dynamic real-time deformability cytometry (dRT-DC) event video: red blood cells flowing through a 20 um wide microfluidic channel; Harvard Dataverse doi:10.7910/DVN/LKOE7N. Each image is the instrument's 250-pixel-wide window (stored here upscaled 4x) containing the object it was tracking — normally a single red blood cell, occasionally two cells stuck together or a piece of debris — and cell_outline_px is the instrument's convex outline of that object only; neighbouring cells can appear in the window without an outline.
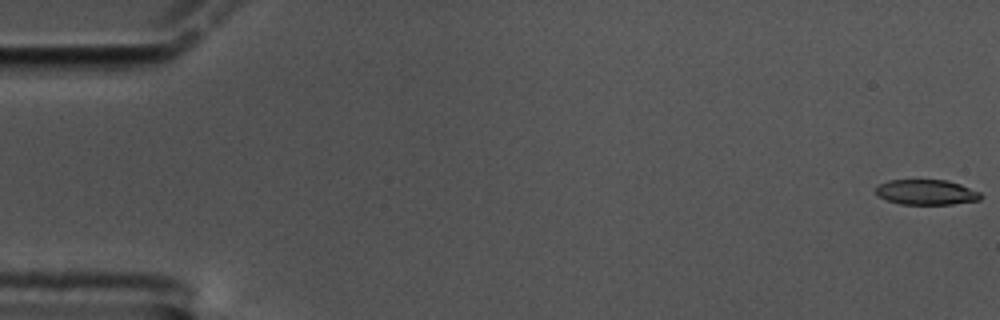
{"species": "common noctule bat (a hibernating species)", "species_latin": "Nyctalus noctula", "temperature_condition": "cold", "stored_images_in_passage": 60, "camera_frame_rate_fps": 3000, "um_per_image_px": 0.085, "animal": {"sex": "male", "body_mass_g": 17.5, "forearm_length_mm": 52.3}, "frame": {"image": 1, "passage_image": 1, "time_ms": 0.0, "image_size_px": [1000, 320], "cell_outline_px": [[980, 200], [952, 204], [900, 204], [888, 200], [880, 196], [876, 192], [876, 188], [880, 184], [888, 180], [948, 180], [960, 184], [980, 192]], "centroid_in_image_um": [78.75, 16.33], "position_along_channel_um": 6.2, "area_um2": 15.2}}
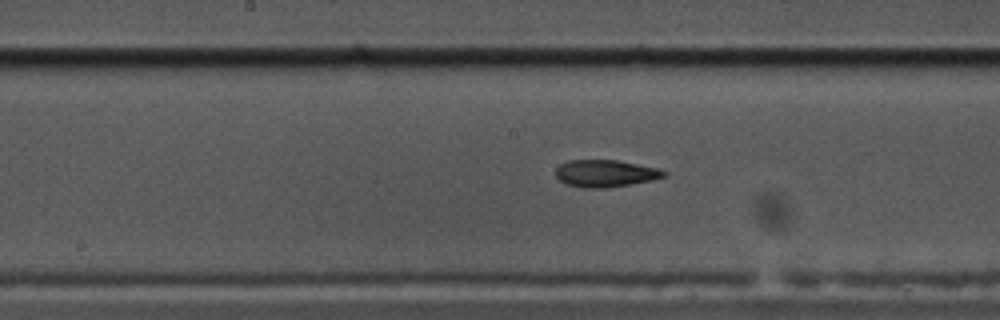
{"frame": {"image": 2, "passage_image": 31, "time_ms": 10.0, "image_size_px": [1000, 320], "cell_outline_px": [[668, 176], [652, 180], [608, 188], [584, 188], [564, 184], [556, 176], [556, 168], [560, 164], [568, 160], [616, 160], [656, 168], [668, 172]], "centroid_in_image_um": [51.45, 14.75], "position_along_channel_um": 196.8, "area_um2": 17.17}}
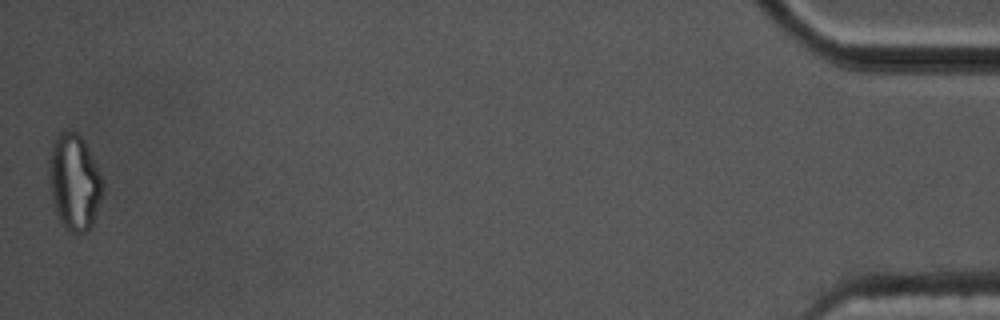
{"frame": {"image": 3, "passage_image": 60, "time_ms": 19.667, "image_size_px": [1000, 320], "cell_outline_px": [[104, 184], [100, 200], [92, 224], [88, 232], [76, 236], [60, 224], [52, 200], [48, 172], [48, 160], [52, 144], [56, 136], [60, 132], [76, 132], [84, 140], [104, 180]], "centroid_in_image_um": [6.31, 15.52], "position_along_channel_um": 428.9, "area_um2": 30.35}, "authors_computed_cell_mechanics": {"area_um2": 17.3111, "velocity_mm_per_s": 3.3728, "shape_relaxation_time_tau1_ms": null, "shape_relaxation_time_tau2_ms": 6.0275, "deformation_change_tau1": null, "deformation_change_tau2": 0.1385}}